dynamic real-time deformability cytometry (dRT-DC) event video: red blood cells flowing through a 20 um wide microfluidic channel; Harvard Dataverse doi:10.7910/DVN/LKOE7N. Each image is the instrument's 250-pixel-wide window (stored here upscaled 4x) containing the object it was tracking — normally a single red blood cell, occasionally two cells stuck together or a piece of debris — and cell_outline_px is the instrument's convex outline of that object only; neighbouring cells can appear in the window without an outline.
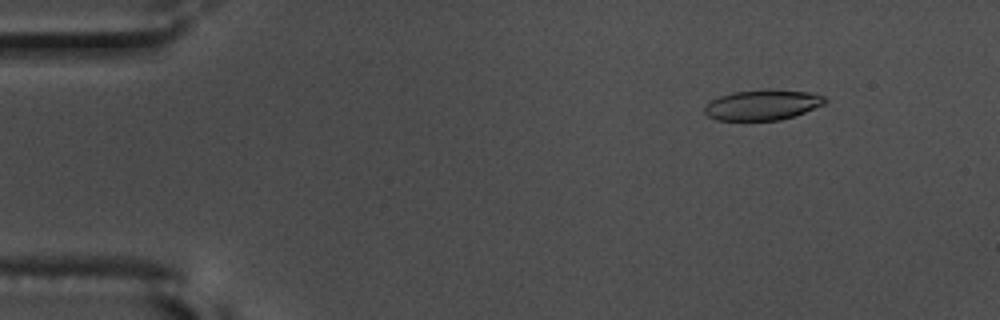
{"species": "common noctule bat (a hibernating species)", "species_latin": "Nyctalus noctula", "temperature_condition": "warm", "stored_images_in_passage": 56, "camera_frame_rate_fps": 3000, "um_per_image_px": 0.085, "animal": {"sex": "male", "body_mass_g": 17.5, "forearm_length_mm": 52.3}, "frame": {"image": 1, "passage_image": 7, "time_ms": 2.0, "image_size_px": [1000, 320], "cell_outline_px": [[828, 100], [824, 104], [804, 112], [780, 120], [716, 120], [708, 116], [704, 112], [704, 108], [712, 100], [720, 96], [732, 92], [768, 88], [812, 92], [824, 96]], "centroid_in_image_um": [64.83, 8.89], "position_along_channel_um": 20.2, "area_um2": 21.44}}
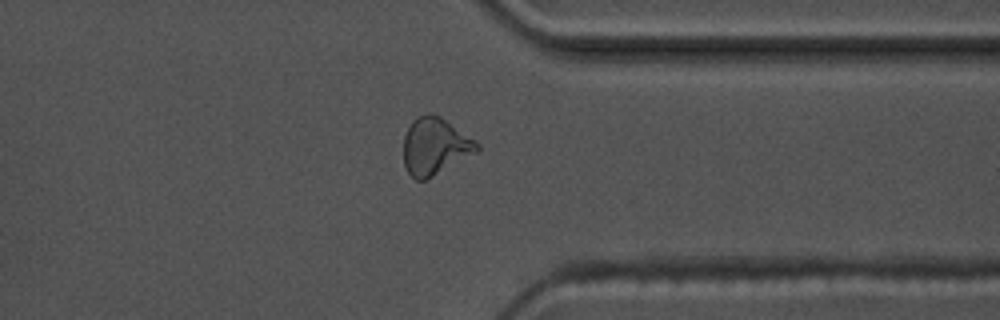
{"frame": {"image": 2, "passage_image": 44, "time_ms": 14.333, "image_size_px": [1000, 320], "cell_outline_px": [[480, 148], [476, 152], [432, 176], [424, 180], [416, 180], [408, 172], [404, 164], [404, 136], [412, 120], [416, 116], [428, 112], [432, 112], [440, 116], [476, 140], [480, 144]], "centroid_in_image_um": [36.96, 12.39], "position_along_channel_um": 374.4, "area_um2": 24.28}}
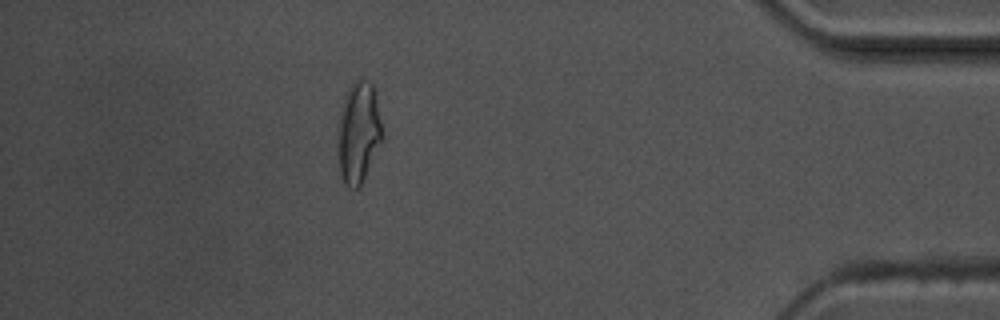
{"frame": {"image": 3, "passage_image": 50, "time_ms": 16.333, "image_size_px": [1000, 320], "cell_outline_px": [[384, 140], [360, 188], [348, 188], [344, 184], [340, 176], [336, 144], [336, 124], [344, 96], [352, 80], [368, 80], [372, 84], [376, 92], [384, 136]], "centroid_in_image_um": [30.46, 11.29], "position_along_channel_um": 404.7, "area_um2": 27.74}, "authors_computed_cell_mechanics": {"area_um2": 22.3686, "velocity_mm_per_s": 3.6472, "shape_relaxation_time_tau1_ms": 9.6438, "shape_relaxation_time_tau2_ms": 2.33, "deformation_change_tau1": 0.2309, "deformation_change_tau2": 0.1069}}